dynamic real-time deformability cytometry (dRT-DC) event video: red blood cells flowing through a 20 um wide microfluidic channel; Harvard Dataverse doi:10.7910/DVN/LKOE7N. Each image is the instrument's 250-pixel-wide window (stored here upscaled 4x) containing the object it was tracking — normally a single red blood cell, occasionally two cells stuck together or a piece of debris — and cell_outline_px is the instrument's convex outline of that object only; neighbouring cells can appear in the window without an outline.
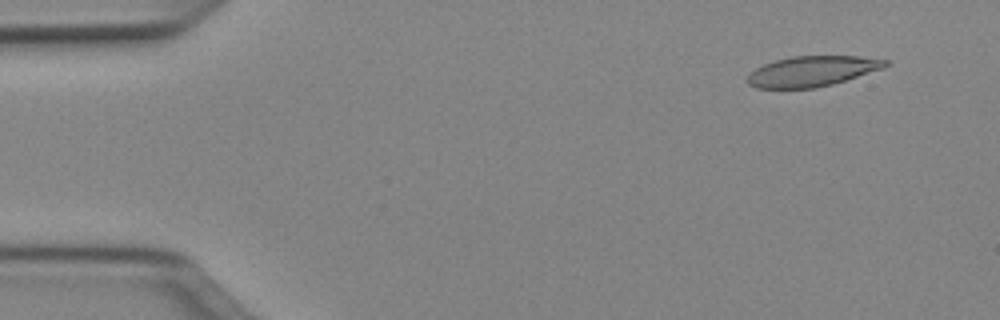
{"species": "Egyptian fruit bat (a non-hibernating species)", "species_latin": "Rousettus aegyptiacus", "temperature_condition": "cold", "stored_images_in_passage": 50, "camera_frame_rate_fps": 3000, "um_per_image_px": 0.085, "animal": {"sex": "female"}, "frame": {"image": 1, "passage_image": 4, "time_ms": 1.0, "image_size_px": [1000, 320], "cell_outline_px": [[892, 64], [884, 68], [832, 84], [816, 88], [756, 88], [748, 84], [748, 76], [756, 68], [764, 64], [776, 60], [792, 56], [856, 56], [888, 60]], "centroid_in_image_um": [69.06, 6.05], "position_along_channel_um": 15.9, "area_um2": 24.28}}
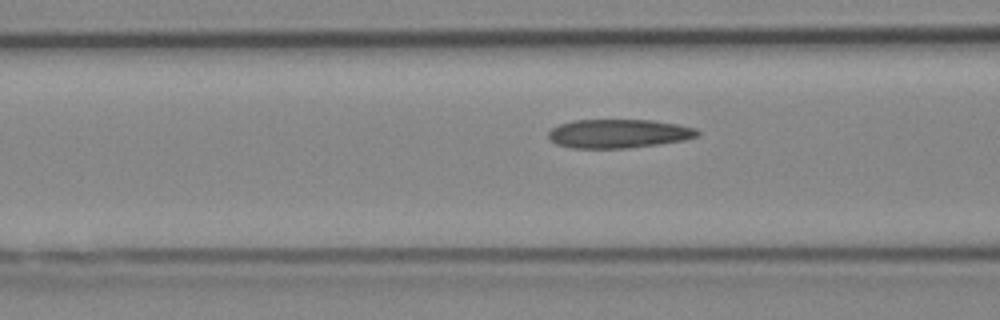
{"frame": {"image": 2, "passage_image": 19, "time_ms": 6.0, "image_size_px": [1000, 320], "cell_outline_px": [[700, 136], [684, 140], [660, 144], [628, 148], [572, 148], [556, 144], [548, 136], [548, 132], [552, 128], [560, 124], [572, 120], [652, 120], [676, 124], [696, 128], [700, 132]], "centroid_in_image_um": [52.6, 11.36], "position_along_channel_um": 114.0, "area_um2": 25.09}}
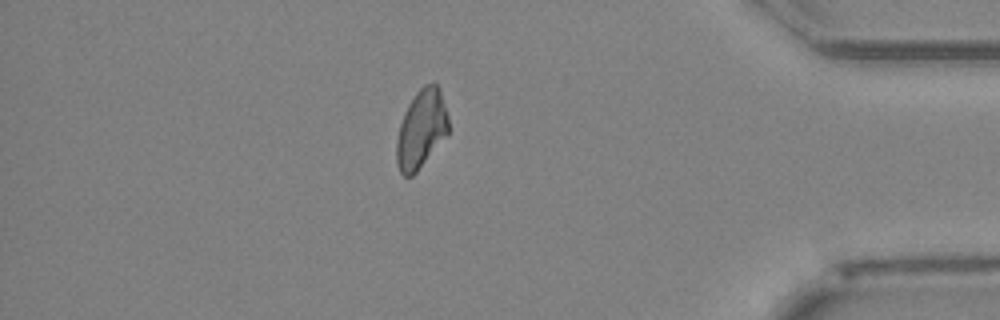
{"frame": {"image": 3, "passage_image": 43, "time_ms": 14.0, "image_size_px": [1000, 320], "cell_outline_px": [[448, 136], [416, 172], [412, 176], [404, 176], [400, 172], [396, 164], [396, 140], [400, 124], [404, 112], [408, 104], [416, 92], [424, 84], [436, 84], [440, 88], [448, 116]], "centroid_in_image_um": [35.81, 10.99], "position_along_channel_um": 399.4, "area_um2": 23.93}, "authors_computed_cell_mechanics": {"area_um2": 24.7384, "velocity_mm_per_s": 4.0183, "shape_relaxation_time_tau1_ms": null, "shape_relaxation_time_tau2_ms": 3.4794, "deformation_change_tau1": null, "deformation_change_tau2": 0.1215}}